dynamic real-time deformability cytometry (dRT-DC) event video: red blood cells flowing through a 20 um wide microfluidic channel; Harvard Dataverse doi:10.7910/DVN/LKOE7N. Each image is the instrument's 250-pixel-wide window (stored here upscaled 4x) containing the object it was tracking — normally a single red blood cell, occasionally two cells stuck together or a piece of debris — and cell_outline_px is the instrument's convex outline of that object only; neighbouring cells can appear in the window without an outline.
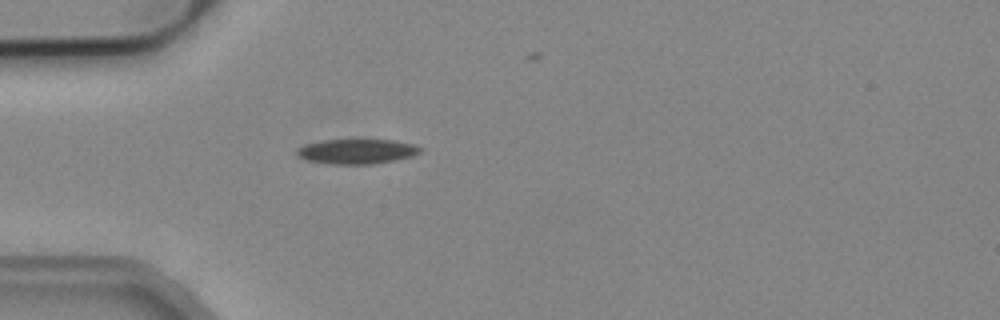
{"species": "common noctule bat (a hibernating species)", "species_latin": "Nyctalus noctula", "temperature_condition": "cold", "stored_images_in_passage": 2, "camera_frame_rate_fps": 3000, "um_per_image_px": 0.085, "animal": {"sex": "male", "body_mass_g": 19.2, "forearm_length_mm": 51.8}, "frame": {"image": 1, "passage_image": 1, "time_ms": 0.0, "image_size_px": [1000, 320], "cell_outline_px": [[424, 148], [420, 152], [412, 156], [396, 160], [372, 164], [332, 164], [308, 160], [300, 156], [296, 152], [304, 144], [324, 140], [392, 140], [412, 144]], "centroid_in_image_um": [30.37, 12.87], "position_along_channel_um": 54.6, "area_um2": 17.63}}